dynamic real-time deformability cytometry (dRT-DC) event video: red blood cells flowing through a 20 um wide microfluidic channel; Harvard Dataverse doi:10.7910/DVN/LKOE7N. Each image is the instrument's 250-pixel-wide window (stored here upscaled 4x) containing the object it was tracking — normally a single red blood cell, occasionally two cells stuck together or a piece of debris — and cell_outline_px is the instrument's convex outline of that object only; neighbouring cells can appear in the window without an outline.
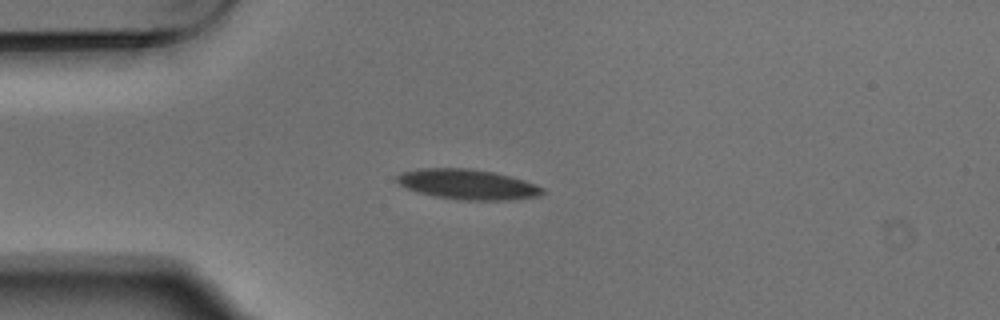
{"species": "Egyptian fruit bat (a non-hibernating species)", "species_latin": "Rousettus aegyptiacus", "temperature_condition": "warm", "stored_images_in_passage": 3, "camera_frame_rate_fps": 3000, "um_per_image_px": 0.085, "animal": {"sex": "male"}, "frame": {"image": 1, "passage_image": 3, "time_ms": 0.667, "image_size_px": [1000, 320], "cell_outline_px": [[544, 192], [540, 196], [508, 200], [456, 200], [416, 192], [400, 184], [396, 180], [396, 176], [400, 172], [416, 168], [468, 168], [492, 172], [524, 180], [536, 184], [544, 188]], "centroid_in_image_um": [39.73, 15.67], "position_along_channel_um": 45.3, "area_um2": 25.66}}